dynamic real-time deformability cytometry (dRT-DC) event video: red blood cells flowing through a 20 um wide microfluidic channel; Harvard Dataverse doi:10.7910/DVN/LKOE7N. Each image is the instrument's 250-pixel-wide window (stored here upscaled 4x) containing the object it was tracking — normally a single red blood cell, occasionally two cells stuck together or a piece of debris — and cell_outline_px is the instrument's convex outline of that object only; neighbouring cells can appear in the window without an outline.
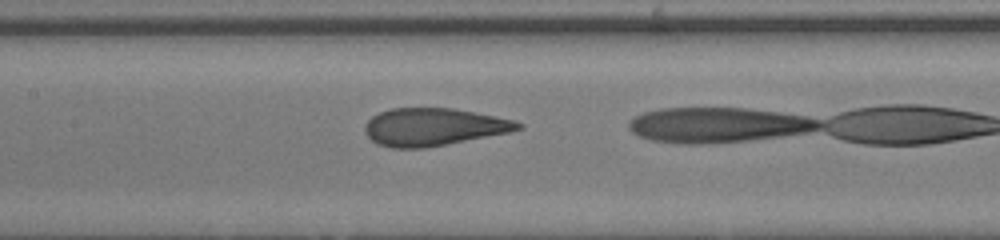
{"species": "human", "species_latin": "Homo sapiens", "temperature_condition": "room temperature", "stored_images_in_passage": 17, "camera_frame_rate_fps": 3000, "um_per_image_px": 0.085, "donor": {"sex": "male"}, "frame": {"image": 1, "passage_image": 10, "time_ms": 3.0, "image_size_px": [1000, 240], "cell_outline_px": [[524, 128], [508, 132], [424, 148], [392, 148], [376, 144], [364, 132], [364, 124], [372, 116], [380, 112], [392, 108], [452, 108], [476, 112], [516, 120], [524, 124]], "centroid_in_image_um": [36.84, 10.78], "position_along_channel_um": 170.6, "area_um2": 33.52}}